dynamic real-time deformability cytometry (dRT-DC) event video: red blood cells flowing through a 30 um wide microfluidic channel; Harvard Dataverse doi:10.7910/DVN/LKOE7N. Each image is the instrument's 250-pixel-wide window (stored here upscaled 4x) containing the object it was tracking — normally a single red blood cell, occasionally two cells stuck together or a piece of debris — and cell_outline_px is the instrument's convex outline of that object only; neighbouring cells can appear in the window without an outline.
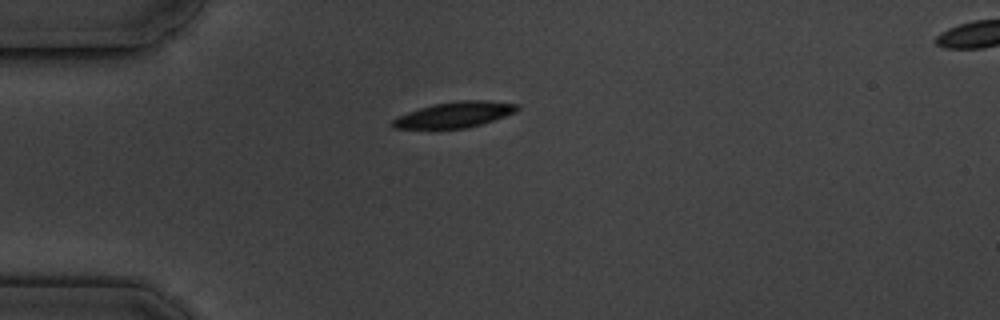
{"species": "common noctule bat (a hibernating species)", "species_latin": "Nyctalus noctula", "temperature_condition": "cold", "stored_images_in_passage": 8, "camera_frame_rate_fps": 3000, "um_per_image_px": 0.085, "animal": {"sex": "male", "body_mass_g": 19.5, "forearm_length_mm": 54.6}, "frame": {"image": 1, "passage_image": 1, "time_ms": 0.0, "image_size_px": [1000, 320], "cell_outline_px": [[520, 108], [516, 112], [480, 124], [464, 128], [436, 132], [392, 128], [392, 120], [408, 112], [432, 104], [460, 100], [488, 100], [520, 104]], "centroid_in_image_um": [38.57, 9.79], "position_along_channel_um": 46.4, "area_um2": 19.48}}